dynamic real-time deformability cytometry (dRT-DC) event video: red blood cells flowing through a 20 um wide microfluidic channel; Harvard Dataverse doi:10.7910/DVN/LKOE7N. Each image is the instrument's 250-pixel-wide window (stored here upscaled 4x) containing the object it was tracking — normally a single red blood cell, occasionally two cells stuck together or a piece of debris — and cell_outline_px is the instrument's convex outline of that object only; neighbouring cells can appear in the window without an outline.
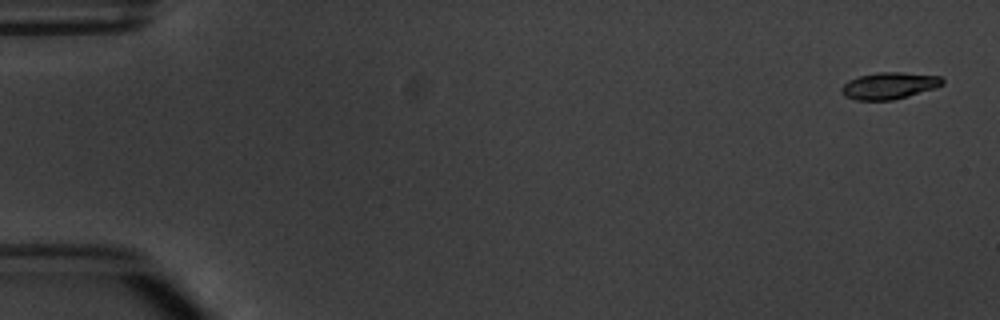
{"species": "common noctule bat (a hibernating species)", "species_latin": "Nyctalus noctula", "temperature_condition": "warm", "stored_images_in_passage": 6, "segment_of_instrument_passage": [1, 2], "camera_frame_rate_fps": 3000, "um_per_image_px": 0.085, "animal": {"sex": "male", "body_mass_g": 20.1, "forearm_length_mm": 53.5}, "frame": {"image": 1, "passage_image": 1, "time_ms": 0.0, "image_size_px": [1000, 320], "cell_outline_px": [[944, 84], [936, 88], [908, 96], [892, 100], [856, 100], [844, 96], [840, 92], [840, 88], [848, 80], [860, 76], [876, 72], [900, 72], [940, 76], [944, 80]], "centroid_in_image_um": [75.57, 7.28], "position_along_channel_um": 9.4, "area_um2": 15.84}}